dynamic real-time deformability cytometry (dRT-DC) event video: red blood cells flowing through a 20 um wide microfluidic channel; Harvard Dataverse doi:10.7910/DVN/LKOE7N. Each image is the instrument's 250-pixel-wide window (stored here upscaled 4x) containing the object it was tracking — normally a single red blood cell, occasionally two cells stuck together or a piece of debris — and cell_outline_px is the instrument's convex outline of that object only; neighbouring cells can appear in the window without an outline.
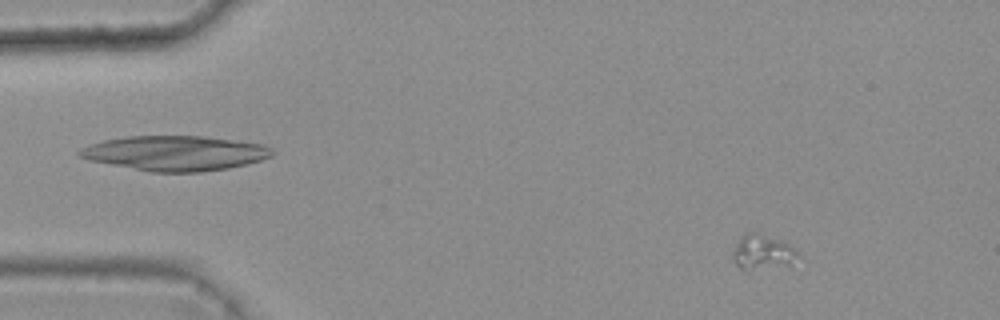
{"species": "common noctule bat (a hibernating species)", "species_latin": "Nyctalus noctula", "temperature_condition": "warm", "stored_images_in_passage": 6, "camera_frame_rate_fps": 3000, "um_per_image_px": 0.085, "animal": {"sex": "female", "body_mass_g": 25.1}, "frame": {"image": 1, "passage_image": 1, "time_ms": 0.0, "image_size_px": [1000, 320], "cell_outline_px": [[804, 256], [788, 264], [752, 268], [740, 268], [732, 260], [732, 252], [740, 236], [744, 232], [756, 232], [780, 240], [796, 248]], "centroid_in_image_um": [64.84, 21.38], "position_along_channel_um": 20.2, "area_um2": 13.06}}